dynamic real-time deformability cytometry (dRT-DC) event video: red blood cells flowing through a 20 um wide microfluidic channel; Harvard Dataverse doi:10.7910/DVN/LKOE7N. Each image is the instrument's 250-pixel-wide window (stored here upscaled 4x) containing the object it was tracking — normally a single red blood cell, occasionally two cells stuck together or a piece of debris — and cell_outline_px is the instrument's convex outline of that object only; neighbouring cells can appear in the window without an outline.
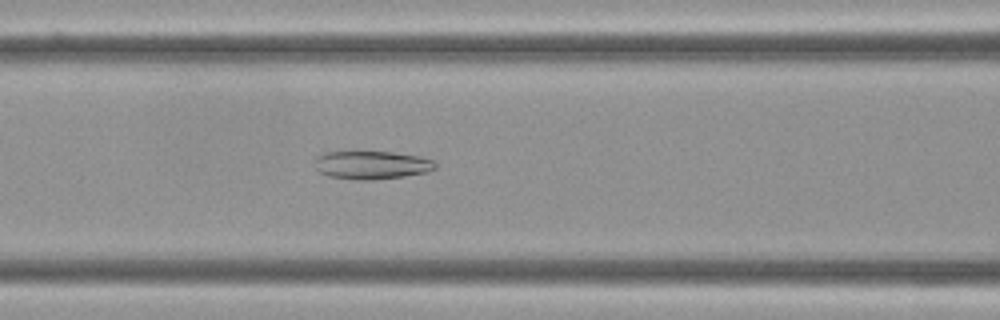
{"species": "Egyptian fruit bat (a non-hibernating species)", "species_latin": "Rousettus aegyptiacus", "temperature_condition": "cold", "stored_images_in_passage": 40, "camera_frame_rate_fps": 3000, "um_per_image_px": 0.085, "frame": {"image": 1, "passage_image": 6, "time_ms": 1.667, "image_size_px": [1000, 320], "cell_outline_px": [[436, 168], [428, 172], [404, 176], [372, 180], [356, 180], [328, 176], [320, 172], [316, 168], [312, 160], [316, 156], [324, 152], [392, 152], [416, 156], [432, 160], [436, 164]], "centroid_in_image_um": [31.54, 14.03], "position_along_channel_um": 135.1, "area_um2": 19.88}}
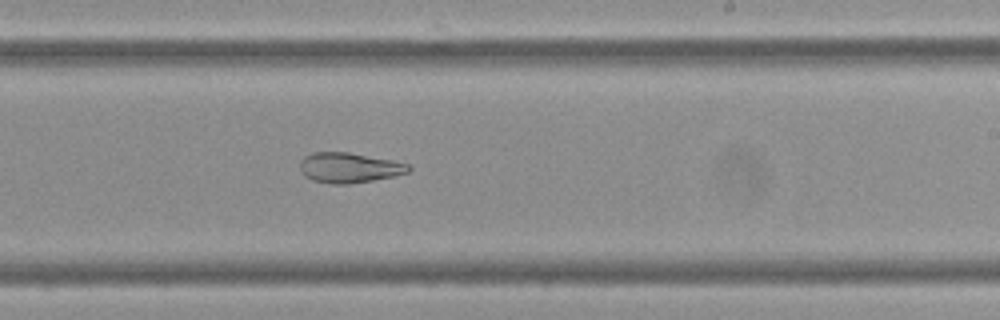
{"frame": {"image": 2, "passage_image": 17, "time_ms": 5.333, "image_size_px": [1000, 320], "cell_outline_px": [[412, 168], [408, 172], [392, 176], [372, 180], [348, 184], [332, 184], [312, 180], [304, 176], [300, 172], [300, 160], [304, 156], [312, 152], [348, 152], [392, 160], [408, 164]], "centroid_in_image_um": [29.63, 14.25], "position_along_channel_um": 259.4, "area_um2": 19.07}}
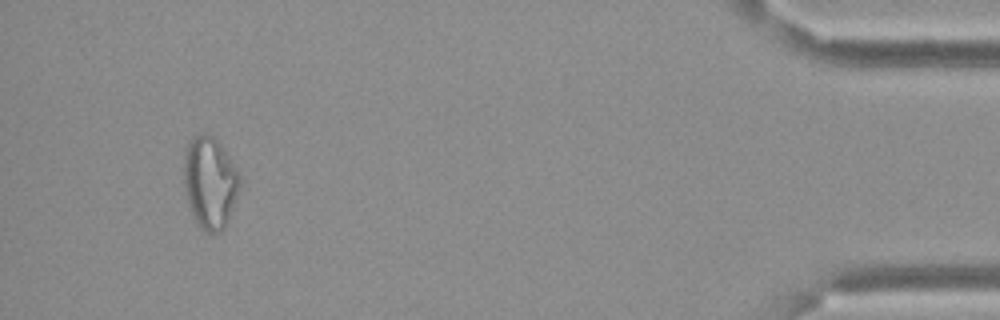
{"frame": {"image": 3, "passage_image": 37, "time_ms": 12.0, "image_size_px": [1000, 320], "cell_outline_px": [[240, 180], [236, 196], [228, 220], [224, 228], [216, 232], [208, 232], [200, 228], [192, 216], [188, 204], [184, 184], [184, 156], [188, 144], [192, 136], [200, 132], [212, 136], [220, 144], [240, 172]], "centroid_in_image_um": [17.83, 15.5], "position_along_channel_um": 417.4, "area_um2": 29.77}}